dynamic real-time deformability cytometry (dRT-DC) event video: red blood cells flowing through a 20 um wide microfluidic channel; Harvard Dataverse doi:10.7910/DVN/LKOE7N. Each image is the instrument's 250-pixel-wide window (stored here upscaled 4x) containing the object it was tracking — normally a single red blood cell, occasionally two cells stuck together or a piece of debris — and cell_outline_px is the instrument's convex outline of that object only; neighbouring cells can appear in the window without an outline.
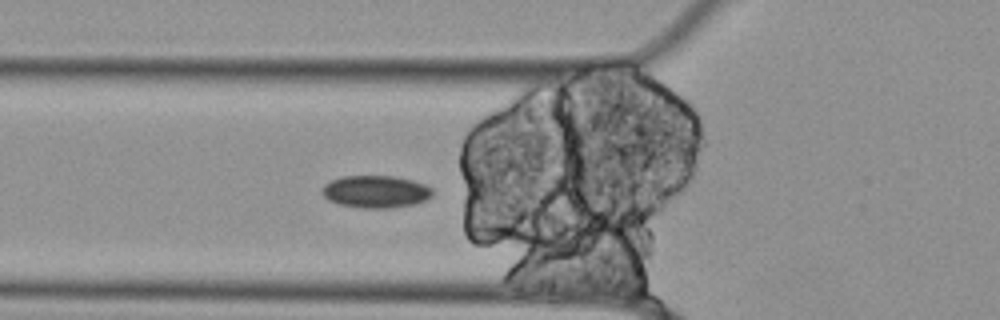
{"species": "Egyptian fruit bat (a non-hibernating species)", "species_latin": "Rousettus aegyptiacus", "temperature_condition": "cold", "stored_images_in_passage": 8, "segment_of_instrument_passage": [2, 2], "camera_frame_rate_fps": 3000, "um_per_image_px": 0.085, "animal": {"sex": "female"}, "frame": {"image": 1, "passage_image": 5, "time_ms": 1.333, "image_size_px": [1000, 320], "cell_outline_px": [[436, 192], [428, 200], [416, 204], [392, 208], [364, 208], [340, 204], [328, 200], [324, 196], [324, 184], [332, 180], [344, 176], [392, 176], [412, 180], [424, 184], [432, 188]], "centroid_in_image_um": [32.02, 16.3], "position_along_channel_um": 93.8, "area_um2": 20.87}}
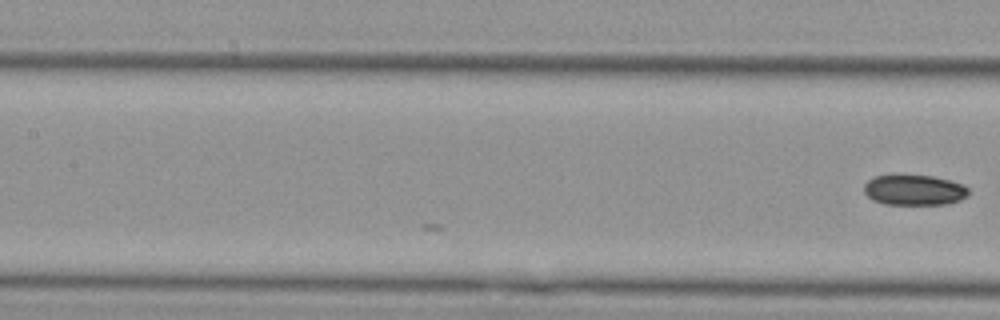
{"frame": {"image": 2, "passage_image": 8, "time_ms": 2.333, "image_size_px": [1000, 320], "cell_outline_px": [[968, 196], [960, 200], [944, 204], [884, 204], [872, 200], [864, 192], [864, 184], [868, 180], [876, 176], [900, 172], [932, 176], [964, 184], [968, 188]], "centroid_in_image_um": [77.67, 16.11], "position_along_channel_um": 129.7, "area_um2": 19.13}}